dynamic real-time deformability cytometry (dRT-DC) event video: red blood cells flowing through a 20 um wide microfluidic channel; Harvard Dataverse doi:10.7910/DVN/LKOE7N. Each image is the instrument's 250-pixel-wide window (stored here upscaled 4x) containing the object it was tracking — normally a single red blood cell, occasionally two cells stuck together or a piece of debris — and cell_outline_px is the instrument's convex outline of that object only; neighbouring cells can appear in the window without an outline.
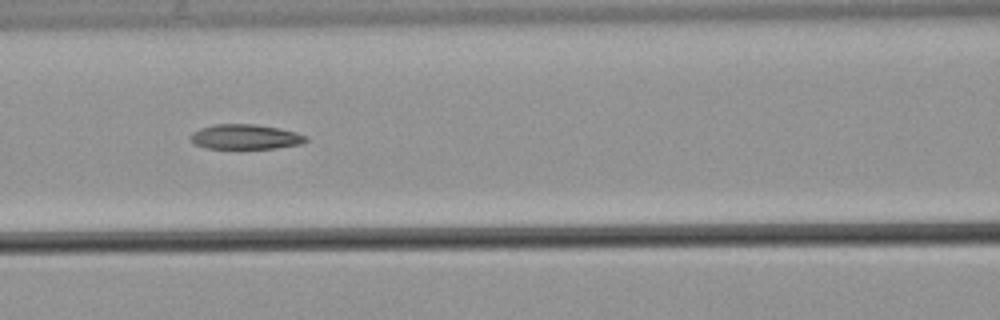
{"species": "common noctule bat (a hibernating species)", "species_latin": "Nyctalus noctula", "temperature_condition": "warm", "stored_images_in_passage": 47, "camera_frame_rate_fps": 3000, "um_per_image_px": 0.085, "animal": {"sex": "male", "body_mass_g": 21.5, "forearm_length_mm": 52.0}, "frame": {"image": 1, "passage_image": 14, "time_ms": 4.333, "image_size_px": [1000, 320], "cell_outline_px": [[308, 140], [300, 144], [276, 148], [204, 148], [192, 144], [192, 132], [200, 128], [216, 124], [256, 124], [296, 132], [308, 136]], "centroid_in_image_um": [20.85, 11.63], "position_along_channel_um": 145.7, "area_um2": 16.65}}